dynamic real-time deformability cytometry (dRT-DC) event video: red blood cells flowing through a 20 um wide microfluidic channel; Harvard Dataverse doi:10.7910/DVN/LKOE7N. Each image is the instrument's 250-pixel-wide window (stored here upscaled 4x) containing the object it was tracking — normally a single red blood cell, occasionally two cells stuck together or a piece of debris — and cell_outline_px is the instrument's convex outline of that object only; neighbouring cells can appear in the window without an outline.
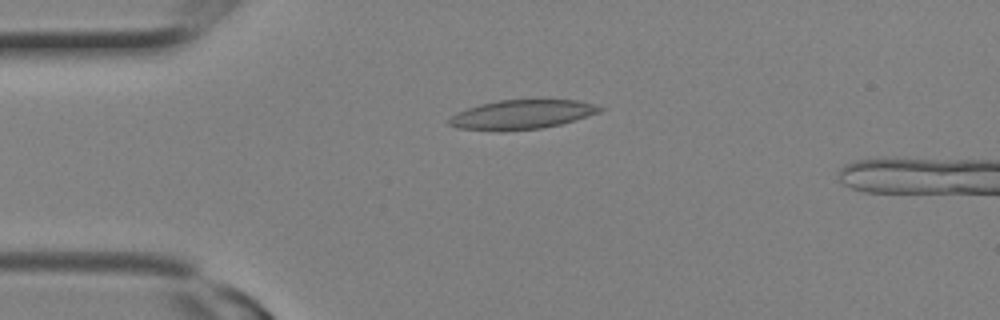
{"species": "Egyptian fruit bat (a non-hibernating species)", "species_latin": "Rousettus aegyptiacus", "temperature_condition": "room temperature", "stored_images_in_passage": 8, "camera_frame_rate_fps": 3000, "um_per_image_px": 0.085, "animal": {"sex": "female"}, "frame": {"image": 1, "passage_image": 6, "time_ms": 1.667, "image_size_px": [1000, 320], "cell_outline_px": [[604, 108], [600, 112], [560, 124], [540, 128], [500, 132], [456, 128], [448, 124], [448, 120], [452, 116], [468, 108], [480, 104], [500, 100], [576, 100], [592, 104]], "centroid_in_image_um": [44.31, 9.75], "position_along_channel_um": 40.7, "area_um2": 25.49}}